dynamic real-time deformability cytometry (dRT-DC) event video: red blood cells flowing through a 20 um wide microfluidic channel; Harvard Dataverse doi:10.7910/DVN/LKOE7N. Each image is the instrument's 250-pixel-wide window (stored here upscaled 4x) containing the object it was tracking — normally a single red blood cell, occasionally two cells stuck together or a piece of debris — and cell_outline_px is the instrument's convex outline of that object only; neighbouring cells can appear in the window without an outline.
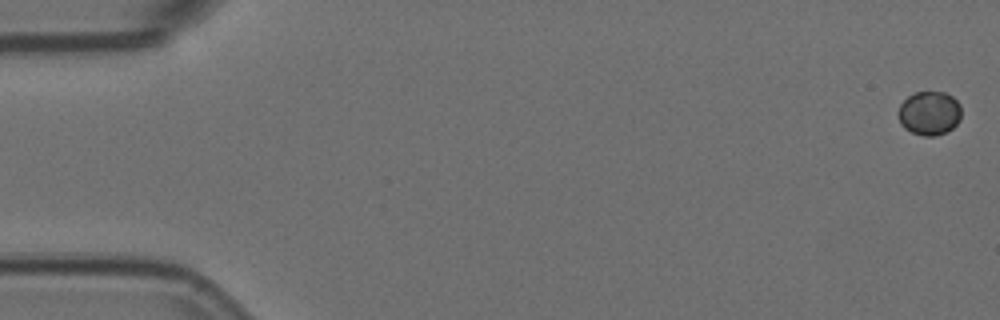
{"species": "Egyptian fruit bat (a non-hibernating species)", "species_latin": "Rousettus aegyptiacus", "temperature_condition": "room temperature", "stored_images_in_passage": 11, "camera_frame_rate_fps": 3000, "um_per_image_px": 0.085, "animal": {"sex": "female"}, "frame": {"image": 1, "passage_image": 1, "time_ms": 0.0, "image_size_px": [1000, 320], "cell_outline_px": [[960, 120], [952, 128], [936, 136], [924, 136], [912, 132], [904, 128], [900, 124], [896, 112], [900, 104], [908, 96], [916, 92], [944, 92], [952, 96], [960, 104]], "centroid_in_image_um": [78.96, 9.62], "position_along_channel_um": 6.0, "area_um2": 16.24}}
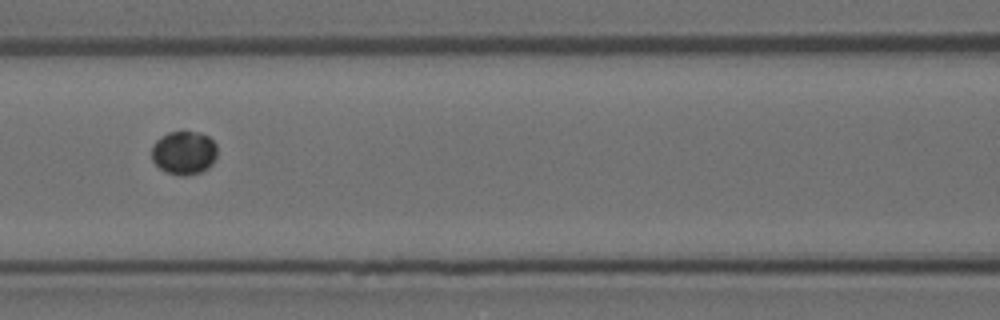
{"frame": {"image": 2, "passage_image": 7, "time_ms": 2.0, "image_size_px": [1000, 320], "cell_outline_px": [[216, 156], [212, 164], [208, 168], [200, 172], [188, 176], [180, 176], [164, 172], [152, 160], [152, 144], [160, 136], [168, 132], [200, 132], [208, 136], [216, 144]], "centroid_in_image_um": [15.62, 12.99], "position_along_channel_um": 151.0, "area_um2": 16.82}}
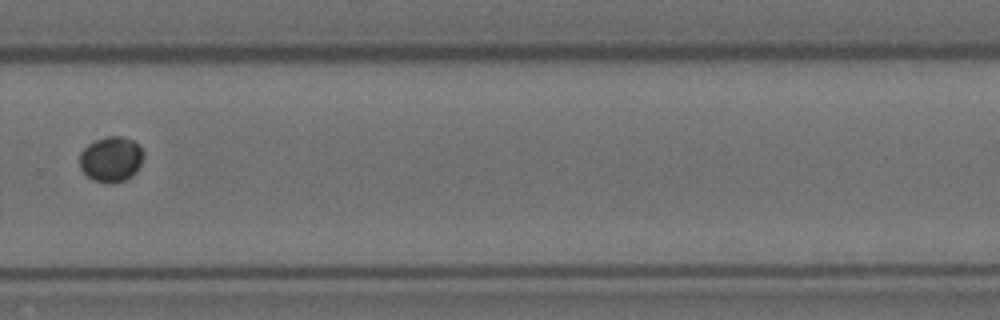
{"frame": {"image": 3, "passage_image": 11, "time_ms": 3.333, "image_size_px": [1000, 320], "cell_outline_px": [[144, 156], [136, 172], [128, 180], [112, 184], [108, 184], [92, 180], [80, 168], [80, 152], [88, 144], [104, 136], [120, 136], [132, 140], [140, 144], [144, 152]], "centroid_in_image_um": [9.46, 13.54], "position_along_channel_um": 320.3, "area_um2": 17.22}}